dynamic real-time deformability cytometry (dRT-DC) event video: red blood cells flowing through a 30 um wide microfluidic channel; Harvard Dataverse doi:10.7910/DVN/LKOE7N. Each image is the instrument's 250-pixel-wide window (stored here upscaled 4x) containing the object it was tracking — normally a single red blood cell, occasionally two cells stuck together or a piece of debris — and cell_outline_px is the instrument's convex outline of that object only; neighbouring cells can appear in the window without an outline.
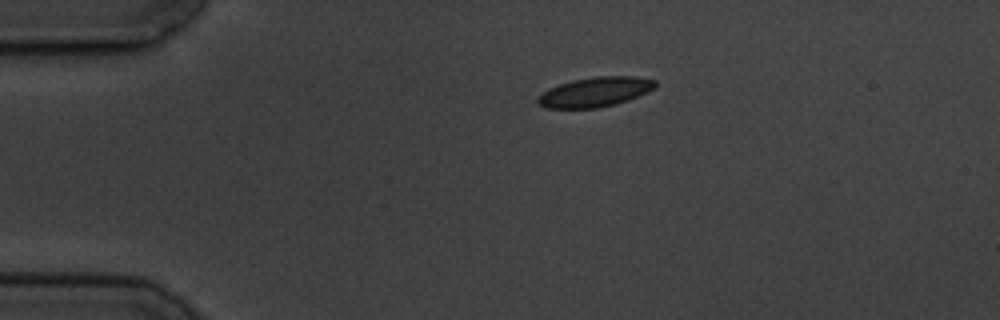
{"species": "common noctule bat (a hibernating species)", "species_latin": "Nyctalus noctula", "temperature_condition": "cold", "stored_images_in_passage": 10, "camera_frame_rate_fps": 3000, "um_per_image_px": 0.085, "animal": {"sex": "male", "body_mass_g": 19.5, "forearm_length_mm": 54.6}, "frame": {"image": 1, "passage_image": 1, "time_ms": 0.0, "image_size_px": [1000, 320], "cell_outline_px": [[656, 88], [648, 92], [628, 100], [616, 104], [596, 108], [548, 108], [540, 104], [536, 100], [536, 96], [548, 88], [572, 80], [596, 76], [636, 76], [656, 80]], "centroid_in_image_um": [50.59, 7.81], "position_along_channel_um": 34.4, "area_um2": 20.46}}
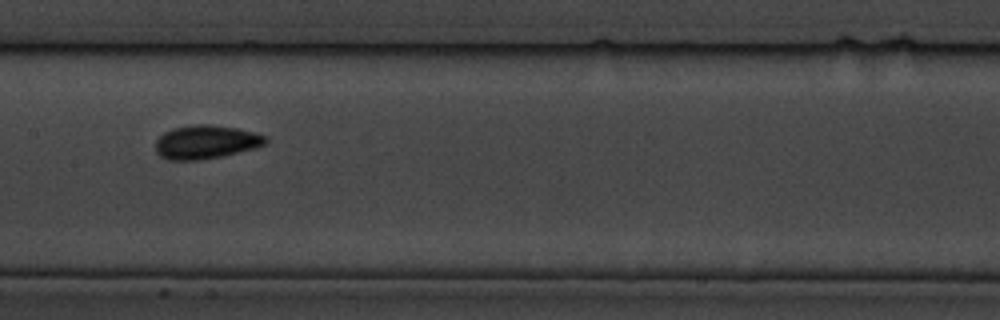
{"frame": {"image": 2, "passage_image": 6, "time_ms": 5.667, "image_size_px": [1000, 320], "cell_outline_px": [[268, 140], [264, 144], [256, 148], [220, 156], [200, 160], [168, 160], [160, 156], [156, 152], [156, 140], [164, 132], [172, 128], [196, 124], [208, 124], [236, 128], [256, 132], [268, 136]], "centroid_in_image_um": [17.51, 12.06], "position_along_channel_um": 189.9, "area_um2": 21.62}}
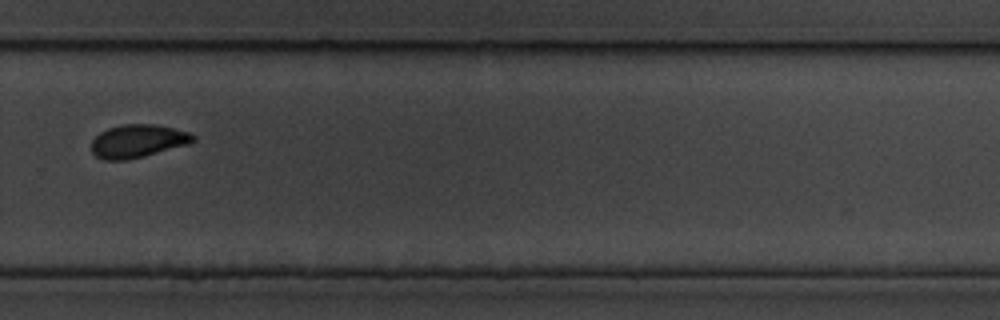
{"frame": {"image": 3, "passage_image": 9, "time_ms": 9.333, "image_size_px": [1000, 320], "cell_outline_px": [[196, 140], [188, 144], [144, 156], [128, 160], [104, 160], [96, 156], [92, 152], [92, 140], [100, 132], [108, 128], [120, 124], [156, 124], [188, 132], [196, 136]], "centroid_in_image_um": [11.7, 11.99], "position_along_channel_um": 318.1, "area_um2": 19.59}}